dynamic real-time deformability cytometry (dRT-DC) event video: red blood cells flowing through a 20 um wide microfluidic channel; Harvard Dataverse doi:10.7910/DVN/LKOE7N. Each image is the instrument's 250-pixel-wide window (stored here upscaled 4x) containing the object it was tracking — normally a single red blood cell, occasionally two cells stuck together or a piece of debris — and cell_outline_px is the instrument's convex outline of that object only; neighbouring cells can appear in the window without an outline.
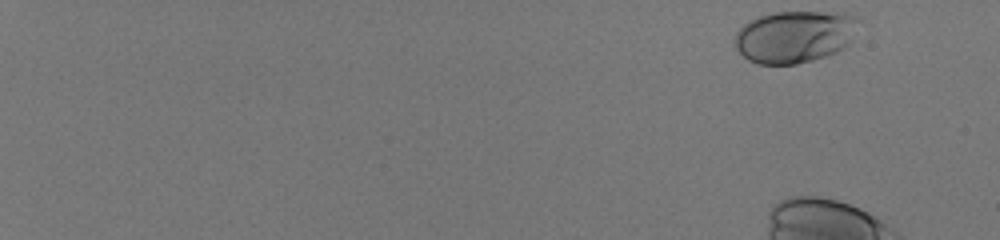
{"species": "human", "species_latin": "Homo sapiens", "temperature_condition": "room temperature", "stored_images_in_passage": 16, "camera_frame_rate_fps": 3000, "um_per_image_px": 0.085, "donor": {"sex": "male"}, "frame": {"image": 1, "passage_image": 1, "time_ms": 0.0, "image_size_px": [1000, 240], "cell_outline_px": [[860, 20], [848, 44], [836, 52], [828, 56], [796, 64], [756, 64], [748, 60], [736, 48], [736, 32], [748, 20], [772, 12], [848, 12], [860, 16]], "centroid_in_image_um": [67.57, 3.09], "position_along_channel_um": 17.4, "area_um2": 37.86}}